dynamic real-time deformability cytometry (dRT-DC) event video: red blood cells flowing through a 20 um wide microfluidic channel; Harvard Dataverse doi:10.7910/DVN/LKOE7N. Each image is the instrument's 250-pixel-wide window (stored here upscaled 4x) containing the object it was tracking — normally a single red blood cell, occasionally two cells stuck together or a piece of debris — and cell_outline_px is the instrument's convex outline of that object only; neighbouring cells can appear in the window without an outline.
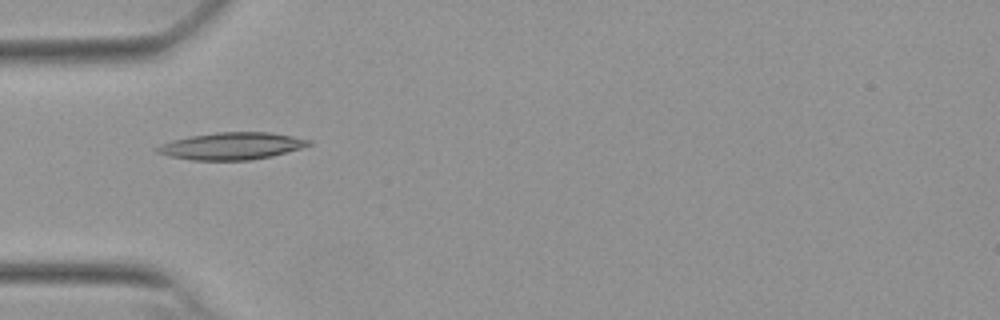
{"species": "Egyptian fruit bat (a non-hibernating species)", "species_latin": "Rousettus aegyptiacus", "temperature_condition": "warm", "stored_images_in_passage": 5, "camera_frame_rate_fps": 3000, "um_per_image_px": 0.085, "animal": {"sex": "female"}, "frame": {"image": 1, "passage_image": 1, "time_ms": 0.0, "image_size_px": [1000, 320], "cell_outline_px": [[312, 144], [300, 148], [272, 156], [252, 160], [192, 160], [168, 156], [156, 152], [152, 148], [160, 144], [172, 140], [188, 136], [216, 132], [268, 132], [292, 136], [312, 140]], "centroid_in_image_um": [19.64, 12.41], "position_along_channel_um": 65.4, "area_um2": 24.1}}